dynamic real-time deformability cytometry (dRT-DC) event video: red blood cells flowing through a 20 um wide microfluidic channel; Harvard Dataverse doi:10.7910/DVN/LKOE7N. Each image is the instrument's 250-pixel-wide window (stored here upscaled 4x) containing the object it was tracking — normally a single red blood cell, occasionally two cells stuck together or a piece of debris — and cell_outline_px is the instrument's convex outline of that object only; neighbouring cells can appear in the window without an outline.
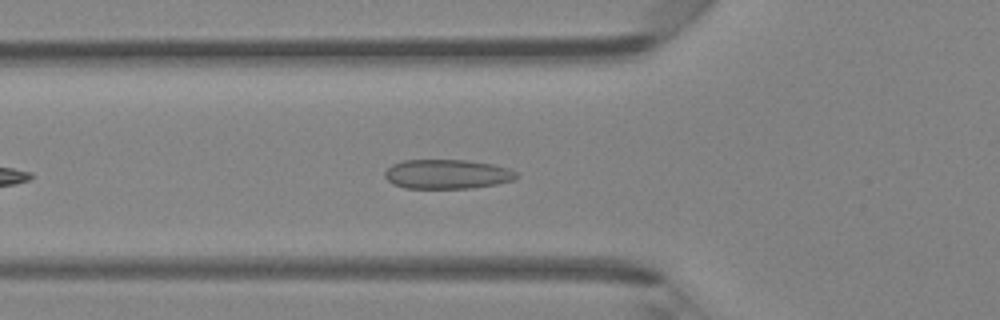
{"species": "Egyptian fruit bat (a non-hibernating species)", "species_latin": "Rousettus aegyptiacus", "temperature_condition": "room temperature", "stored_images_in_passage": 11, "camera_frame_rate_fps": 3000, "um_per_image_px": 0.085, "animal": {"sex": "female"}, "frame": {"image": 1, "passage_image": 7, "time_ms": 2.0, "image_size_px": [1000, 320], "cell_outline_px": [[520, 176], [512, 180], [496, 184], [468, 188], [404, 188], [392, 184], [384, 176], [384, 172], [392, 164], [404, 160], [468, 160], [492, 164], [508, 168], [516, 172]], "centroid_in_image_um": [37.99, 14.8], "position_along_channel_um": 87.8, "area_um2": 22.54}}